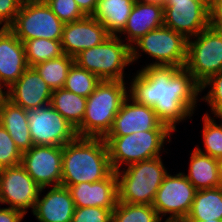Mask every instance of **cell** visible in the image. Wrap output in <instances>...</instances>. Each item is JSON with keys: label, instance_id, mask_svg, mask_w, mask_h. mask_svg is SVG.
<instances>
[{"label": "cell", "instance_id": "obj_11", "mask_svg": "<svg viewBox=\"0 0 222 222\" xmlns=\"http://www.w3.org/2000/svg\"><path fill=\"white\" fill-rule=\"evenodd\" d=\"M34 145L63 147L77 137L76 129L51 105L26 110Z\"/></svg>", "mask_w": 222, "mask_h": 222}, {"label": "cell", "instance_id": "obj_29", "mask_svg": "<svg viewBox=\"0 0 222 222\" xmlns=\"http://www.w3.org/2000/svg\"><path fill=\"white\" fill-rule=\"evenodd\" d=\"M152 205L130 204L118 201L112 211V222H161Z\"/></svg>", "mask_w": 222, "mask_h": 222}, {"label": "cell", "instance_id": "obj_24", "mask_svg": "<svg viewBox=\"0 0 222 222\" xmlns=\"http://www.w3.org/2000/svg\"><path fill=\"white\" fill-rule=\"evenodd\" d=\"M190 165L185 177L197 190L213 189L219 186V159L198 151L190 153Z\"/></svg>", "mask_w": 222, "mask_h": 222}, {"label": "cell", "instance_id": "obj_36", "mask_svg": "<svg viewBox=\"0 0 222 222\" xmlns=\"http://www.w3.org/2000/svg\"><path fill=\"white\" fill-rule=\"evenodd\" d=\"M22 2L23 0H0V25L2 28H9L13 24Z\"/></svg>", "mask_w": 222, "mask_h": 222}, {"label": "cell", "instance_id": "obj_18", "mask_svg": "<svg viewBox=\"0 0 222 222\" xmlns=\"http://www.w3.org/2000/svg\"><path fill=\"white\" fill-rule=\"evenodd\" d=\"M65 187L68 188L75 207L115 208L118 202L115 171L103 180L93 183L82 182Z\"/></svg>", "mask_w": 222, "mask_h": 222}, {"label": "cell", "instance_id": "obj_4", "mask_svg": "<svg viewBox=\"0 0 222 222\" xmlns=\"http://www.w3.org/2000/svg\"><path fill=\"white\" fill-rule=\"evenodd\" d=\"M161 157L140 161L123 167L122 171H115L118 201L152 205L157 190L168 174Z\"/></svg>", "mask_w": 222, "mask_h": 222}, {"label": "cell", "instance_id": "obj_25", "mask_svg": "<svg viewBox=\"0 0 222 222\" xmlns=\"http://www.w3.org/2000/svg\"><path fill=\"white\" fill-rule=\"evenodd\" d=\"M222 221V188L197 190L184 221Z\"/></svg>", "mask_w": 222, "mask_h": 222}, {"label": "cell", "instance_id": "obj_5", "mask_svg": "<svg viewBox=\"0 0 222 222\" xmlns=\"http://www.w3.org/2000/svg\"><path fill=\"white\" fill-rule=\"evenodd\" d=\"M171 130H149L134 132L125 136H106L110 164L113 171L121 170V166L153 159L161 156L164 143L171 141ZM168 139V140H166ZM124 164V165H123Z\"/></svg>", "mask_w": 222, "mask_h": 222}, {"label": "cell", "instance_id": "obj_3", "mask_svg": "<svg viewBox=\"0 0 222 222\" xmlns=\"http://www.w3.org/2000/svg\"><path fill=\"white\" fill-rule=\"evenodd\" d=\"M125 85V81L106 80L96 85L87 97L82 124L76 129L78 137L105 138L108 135L122 102L128 96Z\"/></svg>", "mask_w": 222, "mask_h": 222}, {"label": "cell", "instance_id": "obj_1", "mask_svg": "<svg viewBox=\"0 0 222 222\" xmlns=\"http://www.w3.org/2000/svg\"><path fill=\"white\" fill-rule=\"evenodd\" d=\"M130 84L128 96L137 103L153 107L159 120L172 132L177 131V124L194 114L200 101V85L185 67H143Z\"/></svg>", "mask_w": 222, "mask_h": 222}, {"label": "cell", "instance_id": "obj_8", "mask_svg": "<svg viewBox=\"0 0 222 222\" xmlns=\"http://www.w3.org/2000/svg\"><path fill=\"white\" fill-rule=\"evenodd\" d=\"M63 26L45 0H23L9 29L22 42L36 38L61 40Z\"/></svg>", "mask_w": 222, "mask_h": 222}, {"label": "cell", "instance_id": "obj_21", "mask_svg": "<svg viewBox=\"0 0 222 222\" xmlns=\"http://www.w3.org/2000/svg\"><path fill=\"white\" fill-rule=\"evenodd\" d=\"M164 25V7L136 0L126 26L120 33L131 47L137 40L149 31Z\"/></svg>", "mask_w": 222, "mask_h": 222}, {"label": "cell", "instance_id": "obj_41", "mask_svg": "<svg viewBox=\"0 0 222 222\" xmlns=\"http://www.w3.org/2000/svg\"><path fill=\"white\" fill-rule=\"evenodd\" d=\"M139 1L151 4H158L161 5L162 7H164L167 2V0H139Z\"/></svg>", "mask_w": 222, "mask_h": 222}, {"label": "cell", "instance_id": "obj_43", "mask_svg": "<svg viewBox=\"0 0 222 222\" xmlns=\"http://www.w3.org/2000/svg\"><path fill=\"white\" fill-rule=\"evenodd\" d=\"M184 222H222V221L214 219L213 221H184Z\"/></svg>", "mask_w": 222, "mask_h": 222}, {"label": "cell", "instance_id": "obj_40", "mask_svg": "<svg viewBox=\"0 0 222 222\" xmlns=\"http://www.w3.org/2000/svg\"><path fill=\"white\" fill-rule=\"evenodd\" d=\"M3 88L6 89V87L2 83H0V107L7 100V89L5 91Z\"/></svg>", "mask_w": 222, "mask_h": 222}, {"label": "cell", "instance_id": "obj_16", "mask_svg": "<svg viewBox=\"0 0 222 222\" xmlns=\"http://www.w3.org/2000/svg\"><path fill=\"white\" fill-rule=\"evenodd\" d=\"M110 35L105 27L92 16L64 23L61 44L64 54L75 57L83 50L101 44Z\"/></svg>", "mask_w": 222, "mask_h": 222}, {"label": "cell", "instance_id": "obj_12", "mask_svg": "<svg viewBox=\"0 0 222 222\" xmlns=\"http://www.w3.org/2000/svg\"><path fill=\"white\" fill-rule=\"evenodd\" d=\"M40 189L21 164L0 169V204L26 215L28 208L34 211Z\"/></svg>", "mask_w": 222, "mask_h": 222}, {"label": "cell", "instance_id": "obj_35", "mask_svg": "<svg viewBox=\"0 0 222 222\" xmlns=\"http://www.w3.org/2000/svg\"><path fill=\"white\" fill-rule=\"evenodd\" d=\"M114 208L75 207L71 222H112Z\"/></svg>", "mask_w": 222, "mask_h": 222}, {"label": "cell", "instance_id": "obj_28", "mask_svg": "<svg viewBox=\"0 0 222 222\" xmlns=\"http://www.w3.org/2000/svg\"><path fill=\"white\" fill-rule=\"evenodd\" d=\"M29 67L64 55L60 40L36 38L23 42Z\"/></svg>", "mask_w": 222, "mask_h": 222}, {"label": "cell", "instance_id": "obj_9", "mask_svg": "<svg viewBox=\"0 0 222 222\" xmlns=\"http://www.w3.org/2000/svg\"><path fill=\"white\" fill-rule=\"evenodd\" d=\"M193 40L189 38L187 41V57L184 67L201 85L211 75L222 71V32L208 26L194 36Z\"/></svg>", "mask_w": 222, "mask_h": 222}, {"label": "cell", "instance_id": "obj_42", "mask_svg": "<svg viewBox=\"0 0 222 222\" xmlns=\"http://www.w3.org/2000/svg\"><path fill=\"white\" fill-rule=\"evenodd\" d=\"M219 188H222V158L219 159Z\"/></svg>", "mask_w": 222, "mask_h": 222}, {"label": "cell", "instance_id": "obj_33", "mask_svg": "<svg viewBox=\"0 0 222 222\" xmlns=\"http://www.w3.org/2000/svg\"><path fill=\"white\" fill-rule=\"evenodd\" d=\"M22 152L0 124V169L21 164Z\"/></svg>", "mask_w": 222, "mask_h": 222}, {"label": "cell", "instance_id": "obj_32", "mask_svg": "<svg viewBox=\"0 0 222 222\" xmlns=\"http://www.w3.org/2000/svg\"><path fill=\"white\" fill-rule=\"evenodd\" d=\"M206 88L210 89L200 100H204L210 106L214 117L222 118V71L211 75L203 82L200 85V92H203Z\"/></svg>", "mask_w": 222, "mask_h": 222}, {"label": "cell", "instance_id": "obj_30", "mask_svg": "<svg viewBox=\"0 0 222 222\" xmlns=\"http://www.w3.org/2000/svg\"><path fill=\"white\" fill-rule=\"evenodd\" d=\"M101 80L75 63L69 69L64 89L87 98Z\"/></svg>", "mask_w": 222, "mask_h": 222}, {"label": "cell", "instance_id": "obj_39", "mask_svg": "<svg viewBox=\"0 0 222 222\" xmlns=\"http://www.w3.org/2000/svg\"><path fill=\"white\" fill-rule=\"evenodd\" d=\"M78 7L86 16H92L97 7L98 0H75Z\"/></svg>", "mask_w": 222, "mask_h": 222}, {"label": "cell", "instance_id": "obj_27", "mask_svg": "<svg viewBox=\"0 0 222 222\" xmlns=\"http://www.w3.org/2000/svg\"><path fill=\"white\" fill-rule=\"evenodd\" d=\"M73 64L74 58L64 54L59 58L39 63L33 68L53 91L64 87L69 69Z\"/></svg>", "mask_w": 222, "mask_h": 222}, {"label": "cell", "instance_id": "obj_44", "mask_svg": "<svg viewBox=\"0 0 222 222\" xmlns=\"http://www.w3.org/2000/svg\"><path fill=\"white\" fill-rule=\"evenodd\" d=\"M164 222H184V221L165 220Z\"/></svg>", "mask_w": 222, "mask_h": 222}, {"label": "cell", "instance_id": "obj_31", "mask_svg": "<svg viewBox=\"0 0 222 222\" xmlns=\"http://www.w3.org/2000/svg\"><path fill=\"white\" fill-rule=\"evenodd\" d=\"M222 120V118H219ZM214 117L212 118L208 113L203 116V141L205 149L195 147L198 151L207 154L213 158H222V123L217 124Z\"/></svg>", "mask_w": 222, "mask_h": 222}, {"label": "cell", "instance_id": "obj_19", "mask_svg": "<svg viewBox=\"0 0 222 222\" xmlns=\"http://www.w3.org/2000/svg\"><path fill=\"white\" fill-rule=\"evenodd\" d=\"M22 41L9 28H0V83L9 88L28 68Z\"/></svg>", "mask_w": 222, "mask_h": 222}, {"label": "cell", "instance_id": "obj_6", "mask_svg": "<svg viewBox=\"0 0 222 222\" xmlns=\"http://www.w3.org/2000/svg\"><path fill=\"white\" fill-rule=\"evenodd\" d=\"M120 36L110 35L101 44L83 50L74 63L100 80L125 81L124 69L131 61V47Z\"/></svg>", "mask_w": 222, "mask_h": 222}, {"label": "cell", "instance_id": "obj_10", "mask_svg": "<svg viewBox=\"0 0 222 222\" xmlns=\"http://www.w3.org/2000/svg\"><path fill=\"white\" fill-rule=\"evenodd\" d=\"M197 189L185 177L184 172L167 174L157 190L152 206L159 217L170 215L166 220L184 221L190 212Z\"/></svg>", "mask_w": 222, "mask_h": 222}, {"label": "cell", "instance_id": "obj_7", "mask_svg": "<svg viewBox=\"0 0 222 222\" xmlns=\"http://www.w3.org/2000/svg\"><path fill=\"white\" fill-rule=\"evenodd\" d=\"M188 39L166 26L149 31L131 46V61H137L141 52L148 54L153 63L150 66H185ZM139 48V49H138ZM141 51V52H140Z\"/></svg>", "mask_w": 222, "mask_h": 222}, {"label": "cell", "instance_id": "obj_17", "mask_svg": "<svg viewBox=\"0 0 222 222\" xmlns=\"http://www.w3.org/2000/svg\"><path fill=\"white\" fill-rule=\"evenodd\" d=\"M51 95L52 89L33 67L7 88V99L25 110L50 105Z\"/></svg>", "mask_w": 222, "mask_h": 222}, {"label": "cell", "instance_id": "obj_15", "mask_svg": "<svg viewBox=\"0 0 222 222\" xmlns=\"http://www.w3.org/2000/svg\"><path fill=\"white\" fill-rule=\"evenodd\" d=\"M149 130L170 129L159 120L153 107L137 103L127 96L122 102L107 136H125Z\"/></svg>", "mask_w": 222, "mask_h": 222}, {"label": "cell", "instance_id": "obj_22", "mask_svg": "<svg viewBox=\"0 0 222 222\" xmlns=\"http://www.w3.org/2000/svg\"><path fill=\"white\" fill-rule=\"evenodd\" d=\"M0 124L7 130L22 153L34 145L30 136L26 110L8 99L0 107Z\"/></svg>", "mask_w": 222, "mask_h": 222}, {"label": "cell", "instance_id": "obj_14", "mask_svg": "<svg viewBox=\"0 0 222 222\" xmlns=\"http://www.w3.org/2000/svg\"><path fill=\"white\" fill-rule=\"evenodd\" d=\"M21 165L41 187L60 186L62 180V147L33 145L22 153Z\"/></svg>", "mask_w": 222, "mask_h": 222}, {"label": "cell", "instance_id": "obj_38", "mask_svg": "<svg viewBox=\"0 0 222 222\" xmlns=\"http://www.w3.org/2000/svg\"><path fill=\"white\" fill-rule=\"evenodd\" d=\"M24 214L17 209L8 207L0 208V222H21Z\"/></svg>", "mask_w": 222, "mask_h": 222}, {"label": "cell", "instance_id": "obj_20", "mask_svg": "<svg viewBox=\"0 0 222 222\" xmlns=\"http://www.w3.org/2000/svg\"><path fill=\"white\" fill-rule=\"evenodd\" d=\"M44 189H40L33 216L39 222H71L75 205L68 188L62 185L51 186L40 199Z\"/></svg>", "mask_w": 222, "mask_h": 222}, {"label": "cell", "instance_id": "obj_2", "mask_svg": "<svg viewBox=\"0 0 222 222\" xmlns=\"http://www.w3.org/2000/svg\"><path fill=\"white\" fill-rule=\"evenodd\" d=\"M113 169L104 138L76 137L62 147V186L96 182Z\"/></svg>", "mask_w": 222, "mask_h": 222}, {"label": "cell", "instance_id": "obj_26", "mask_svg": "<svg viewBox=\"0 0 222 222\" xmlns=\"http://www.w3.org/2000/svg\"><path fill=\"white\" fill-rule=\"evenodd\" d=\"M50 105L77 129L85 115L87 98L60 88L52 91Z\"/></svg>", "mask_w": 222, "mask_h": 222}, {"label": "cell", "instance_id": "obj_23", "mask_svg": "<svg viewBox=\"0 0 222 222\" xmlns=\"http://www.w3.org/2000/svg\"><path fill=\"white\" fill-rule=\"evenodd\" d=\"M135 2L136 0H98L92 17L105 27L109 35L121 37L120 33L126 26Z\"/></svg>", "mask_w": 222, "mask_h": 222}, {"label": "cell", "instance_id": "obj_34", "mask_svg": "<svg viewBox=\"0 0 222 222\" xmlns=\"http://www.w3.org/2000/svg\"><path fill=\"white\" fill-rule=\"evenodd\" d=\"M45 2L63 23L74 22L86 16L75 0H45Z\"/></svg>", "mask_w": 222, "mask_h": 222}, {"label": "cell", "instance_id": "obj_37", "mask_svg": "<svg viewBox=\"0 0 222 222\" xmlns=\"http://www.w3.org/2000/svg\"><path fill=\"white\" fill-rule=\"evenodd\" d=\"M209 26L222 32V0H209Z\"/></svg>", "mask_w": 222, "mask_h": 222}, {"label": "cell", "instance_id": "obj_13", "mask_svg": "<svg viewBox=\"0 0 222 222\" xmlns=\"http://www.w3.org/2000/svg\"><path fill=\"white\" fill-rule=\"evenodd\" d=\"M164 26L187 39L197 36L209 26V0H167Z\"/></svg>", "mask_w": 222, "mask_h": 222}]
</instances>
